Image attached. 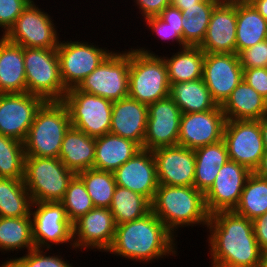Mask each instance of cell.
<instances>
[{"mask_svg":"<svg viewBox=\"0 0 267 267\" xmlns=\"http://www.w3.org/2000/svg\"><path fill=\"white\" fill-rule=\"evenodd\" d=\"M212 267H259L262 250L252 220L231 211L210 215L206 228Z\"/></svg>","mask_w":267,"mask_h":267,"instance_id":"obj_1","label":"cell"},{"mask_svg":"<svg viewBox=\"0 0 267 267\" xmlns=\"http://www.w3.org/2000/svg\"><path fill=\"white\" fill-rule=\"evenodd\" d=\"M175 240L176 237L150 211L142 218L116 225L113 242L106 253L147 264L169 255L177 256Z\"/></svg>","mask_w":267,"mask_h":267,"instance_id":"obj_2","label":"cell"},{"mask_svg":"<svg viewBox=\"0 0 267 267\" xmlns=\"http://www.w3.org/2000/svg\"><path fill=\"white\" fill-rule=\"evenodd\" d=\"M151 211L176 238L179 228L201 224L207 228L210 218L205 195L194 186L159 184L151 202Z\"/></svg>","mask_w":267,"mask_h":267,"instance_id":"obj_3","label":"cell"},{"mask_svg":"<svg viewBox=\"0 0 267 267\" xmlns=\"http://www.w3.org/2000/svg\"><path fill=\"white\" fill-rule=\"evenodd\" d=\"M169 93L170 82L163 57L146 47H131L128 96L149 105L168 97Z\"/></svg>","mask_w":267,"mask_h":267,"instance_id":"obj_4","label":"cell"},{"mask_svg":"<svg viewBox=\"0 0 267 267\" xmlns=\"http://www.w3.org/2000/svg\"><path fill=\"white\" fill-rule=\"evenodd\" d=\"M70 115L62 101H46L37 111L25 139V156L58 158Z\"/></svg>","mask_w":267,"mask_h":267,"instance_id":"obj_5","label":"cell"},{"mask_svg":"<svg viewBox=\"0 0 267 267\" xmlns=\"http://www.w3.org/2000/svg\"><path fill=\"white\" fill-rule=\"evenodd\" d=\"M75 175L59 158L25 156L23 182L32 202H61Z\"/></svg>","mask_w":267,"mask_h":267,"instance_id":"obj_6","label":"cell"},{"mask_svg":"<svg viewBox=\"0 0 267 267\" xmlns=\"http://www.w3.org/2000/svg\"><path fill=\"white\" fill-rule=\"evenodd\" d=\"M27 93L45 101H63L67 89L60 76L56 48L24 47Z\"/></svg>","mask_w":267,"mask_h":267,"instance_id":"obj_7","label":"cell"},{"mask_svg":"<svg viewBox=\"0 0 267 267\" xmlns=\"http://www.w3.org/2000/svg\"><path fill=\"white\" fill-rule=\"evenodd\" d=\"M62 102L73 128L94 138L110 133L113 101L74 87L67 90Z\"/></svg>","mask_w":267,"mask_h":267,"instance_id":"obj_8","label":"cell"},{"mask_svg":"<svg viewBox=\"0 0 267 267\" xmlns=\"http://www.w3.org/2000/svg\"><path fill=\"white\" fill-rule=\"evenodd\" d=\"M125 50L112 51L76 88L113 102L128 97L130 49Z\"/></svg>","mask_w":267,"mask_h":267,"instance_id":"obj_9","label":"cell"},{"mask_svg":"<svg viewBox=\"0 0 267 267\" xmlns=\"http://www.w3.org/2000/svg\"><path fill=\"white\" fill-rule=\"evenodd\" d=\"M93 44L83 40L59 41L56 49L60 76L67 90L77 87L112 52L107 47Z\"/></svg>","mask_w":267,"mask_h":267,"instance_id":"obj_10","label":"cell"},{"mask_svg":"<svg viewBox=\"0 0 267 267\" xmlns=\"http://www.w3.org/2000/svg\"><path fill=\"white\" fill-rule=\"evenodd\" d=\"M31 217L36 248L52 251L53 245L69 244L74 250L72 223L60 202H33Z\"/></svg>","mask_w":267,"mask_h":267,"instance_id":"obj_11","label":"cell"},{"mask_svg":"<svg viewBox=\"0 0 267 267\" xmlns=\"http://www.w3.org/2000/svg\"><path fill=\"white\" fill-rule=\"evenodd\" d=\"M43 10L32 0L4 37L22 47L57 48L61 38L55 20Z\"/></svg>","mask_w":267,"mask_h":267,"instance_id":"obj_12","label":"cell"},{"mask_svg":"<svg viewBox=\"0 0 267 267\" xmlns=\"http://www.w3.org/2000/svg\"><path fill=\"white\" fill-rule=\"evenodd\" d=\"M223 140L229 160L254 172L266 151L260 130V120H226Z\"/></svg>","mask_w":267,"mask_h":267,"instance_id":"obj_13","label":"cell"},{"mask_svg":"<svg viewBox=\"0 0 267 267\" xmlns=\"http://www.w3.org/2000/svg\"><path fill=\"white\" fill-rule=\"evenodd\" d=\"M45 102L27 92L0 94V134L24 142L37 111Z\"/></svg>","mask_w":267,"mask_h":267,"instance_id":"obj_14","label":"cell"},{"mask_svg":"<svg viewBox=\"0 0 267 267\" xmlns=\"http://www.w3.org/2000/svg\"><path fill=\"white\" fill-rule=\"evenodd\" d=\"M181 110L168 96L148 105L143 149L153 151L178 144Z\"/></svg>","mask_w":267,"mask_h":267,"instance_id":"obj_15","label":"cell"},{"mask_svg":"<svg viewBox=\"0 0 267 267\" xmlns=\"http://www.w3.org/2000/svg\"><path fill=\"white\" fill-rule=\"evenodd\" d=\"M202 79L217 105H222L243 80V69L236 53H205Z\"/></svg>","mask_w":267,"mask_h":267,"instance_id":"obj_16","label":"cell"},{"mask_svg":"<svg viewBox=\"0 0 267 267\" xmlns=\"http://www.w3.org/2000/svg\"><path fill=\"white\" fill-rule=\"evenodd\" d=\"M73 244L77 252L88 249L107 252L116 230V224L110 208L94 207L73 224ZM98 249V250H97Z\"/></svg>","mask_w":267,"mask_h":267,"instance_id":"obj_17","label":"cell"},{"mask_svg":"<svg viewBox=\"0 0 267 267\" xmlns=\"http://www.w3.org/2000/svg\"><path fill=\"white\" fill-rule=\"evenodd\" d=\"M251 173L248 168L231 160L220 167L212 186L204 193L208 213L234 210Z\"/></svg>","mask_w":267,"mask_h":267,"instance_id":"obj_18","label":"cell"},{"mask_svg":"<svg viewBox=\"0 0 267 267\" xmlns=\"http://www.w3.org/2000/svg\"><path fill=\"white\" fill-rule=\"evenodd\" d=\"M225 115L221 106L203 112L182 113L178 144L197 149L223 139Z\"/></svg>","mask_w":267,"mask_h":267,"instance_id":"obj_19","label":"cell"},{"mask_svg":"<svg viewBox=\"0 0 267 267\" xmlns=\"http://www.w3.org/2000/svg\"><path fill=\"white\" fill-rule=\"evenodd\" d=\"M159 184L194 186L195 153L183 146L160 147L152 151Z\"/></svg>","mask_w":267,"mask_h":267,"instance_id":"obj_20","label":"cell"},{"mask_svg":"<svg viewBox=\"0 0 267 267\" xmlns=\"http://www.w3.org/2000/svg\"><path fill=\"white\" fill-rule=\"evenodd\" d=\"M117 186L127 188L153 201L159 186L152 151L141 149L114 172Z\"/></svg>","mask_w":267,"mask_h":267,"instance_id":"obj_21","label":"cell"},{"mask_svg":"<svg viewBox=\"0 0 267 267\" xmlns=\"http://www.w3.org/2000/svg\"><path fill=\"white\" fill-rule=\"evenodd\" d=\"M237 1L221 0L212 11L205 38V53H236Z\"/></svg>","mask_w":267,"mask_h":267,"instance_id":"obj_22","label":"cell"},{"mask_svg":"<svg viewBox=\"0 0 267 267\" xmlns=\"http://www.w3.org/2000/svg\"><path fill=\"white\" fill-rule=\"evenodd\" d=\"M148 105L129 96L113 102L110 133L135 141L143 148Z\"/></svg>","mask_w":267,"mask_h":267,"instance_id":"obj_23","label":"cell"},{"mask_svg":"<svg viewBox=\"0 0 267 267\" xmlns=\"http://www.w3.org/2000/svg\"><path fill=\"white\" fill-rule=\"evenodd\" d=\"M27 92L24 47L0 37V94Z\"/></svg>","mask_w":267,"mask_h":267,"instance_id":"obj_24","label":"cell"},{"mask_svg":"<svg viewBox=\"0 0 267 267\" xmlns=\"http://www.w3.org/2000/svg\"><path fill=\"white\" fill-rule=\"evenodd\" d=\"M221 109L226 120H260L267 115V100L242 80Z\"/></svg>","mask_w":267,"mask_h":267,"instance_id":"obj_25","label":"cell"},{"mask_svg":"<svg viewBox=\"0 0 267 267\" xmlns=\"http://www.w3.org/2000/svg\"><path fill=\"white\" fill-rule=\"evenodd\" d=\"M141 149L142 147L133 140L107 133L95 138L93 168L114 172Z\"/></svg>","mask_w":267,"mask_h":267,"instance_id":"obj_26","label":"cell"},{"mask_svg":"<svg viewBox=\"0 0 267 267\" xmlns=\"http://www.w3.org/2000/svg\"><path fill=\"white\" fill-rule=\"evenodd\" d=\"M58 158L75 174L93 168L95 138L71 126L64 135Z\"/></svg>","mask_w":267,"mask_h":267,"instance_id":"obj_27","label":"cell"},{"mask_svg":"<svg viewBox=\"0 0 267 267\" xmlns=\"http://www.w3.org/2000/svg\"><path fill=\"white\" fill-rule=\"evenodd\" d=\"M267 40V20L249 1H237L236 54Z\"/></svg>","mask_w":267,"mask_h":267,"instance_id":"obj_28","label":"cell"},{"mask_svg":"<svg viewBox=\"0 0 267 267\" xmlns=\"http://www.w3.org/2000/svg\"><path fill=\"white\" fill-rule=\"evenodd\" d=\"M195 153L194 187L205 193L213 184L222 167L228 160L224 140L199 147Z\"/></svg>","mask_w":267,"mask_h":267,"instance_id":"obj_29","label":"cell"},{"mask_svg":"<svg viewBox=\"0 0 267 267\" xmlns=\"http://www.w3.org/2000/svg\"><path fill=\"white\" fill-rule=\"evenodd\" d=\"M169 96L180 108L181 113L209 111L218 106L202 78L171 83Z\"/></svg>","mask_w":267,"mask_h":267,"instance_id":"obj_30","label":"cell"},{"mask_svg":"<svg viewBox=\"0 0 267 267\" xmlns=\"http://www.w3.org/2000/svg\"><path fill=\"white\" fill-rule=\"evenodd\" d=\"M163 59L170 84L194 81L203 76L205 52L200 47L187 46L173 53L171 57L163 55Z\"/></svg>","mask_w":267,"mask_h":267,"instance_id":"obj_31","label":"cell"},{"mask_svg":"<svg viewBox=\"0 0 267 267\" xmlns=\"http://www.w3.org/2000/svg\"><path fill=\"white\" fill-rule=\"evenodd\" d=\"M221 0H202L182 11V38L186 46L199 47L203 42L214 7Z\"/></svg>","mask_w":267,"mask_h":267,"instance_id":"obj_32","label":"cell"},{"mask_svg":"<svg viewBox=\"0 0 267 267\" xmlns=\"http://www.w3.org/2000/svg\"><path fill=\"white\" fill-rule=\"evenodd\" d=\"M36 248L32 238V217H0V251L28 252Z\"/></svg>","mask_w":267,"mask_h":267,"instance_id":"obj_33","label":"cell"},{"mask_svg":"<svg viewBox=\"0 0 267 267\" xmlns=\"http://www.w3.org/2000/svg\"><path fill=\"white\" fill-rule=\"evenodd\" d=\"M32 203L23 179L0 178V217L31 216Z\"/></svg>","mask_w":267,"mask_h":267,"instance_id":"obj_34","label":"cell"},{"mask_svg":"<svg viewBox=\"0 0 267 267\" xmlns=\"http://www.w3.org/2000/svg\"><path fill=\"white\" fill-rule=\"evenodd\" d=\"M110 210L116 225L144 217L151 211V202L143 195L116 186Z\"/></svg>","mask_w":267,"mask_h":267,"instance_id":"obj_35","label":"cell"},{"mask_svg":"<svg viewBox=\"0 0 267 267\" xmlns=\"http://www.w3.org/2000/svg\"><path fill=\"white\" fill-rule=\"evenodd\" d=\"M249 220L267 212V178L251 173L242 190L239 203L233 210Z\"/></svg>","mask_w":267,"mask_h":267,"instance_id":"obj_36","label":"cell"},{"mask_svg":"<svg viewBox=\"0 0 267 267\" xmlns=\"http://www.w3.org/2000/svg\"><path fill=\"white\" fill-rule=\"evenodd\" d=\"M76 175L85 184L95 207L110 208L117 186L113 172L90 168Z\"/></svg>","mask_w":267,"mask_h":267,"instance_id":"obj_37","label":"cell"},{"mask_svg":"<svg viewBox=\"0 0 267 267\" xmlns=\"http://www.w3.org/2000/svg\"><path fill=\"white\" fill-rule=\"evenodd\" d=\"M24 143L0 134V178L23 179Z\"/></svg>","mask_w":267,"mask_h":267,"instance_id":"obj_38","label":"cell"},{"mask_svg":"<svg viewBox=\"0 0 267 267\" xmlns=\"http://www.w3.org/2000/svg\"><path fill=\"white\" fill-rule=\"evenodd\" d=\"M60 203L63 205L68 220L72 224L95 207L85 184L77 175L69 182L63 200Z\"/></svg>","mask_w":267,"mask_h":267,"instance_id":"obj_39","label":"cell"},{"mask_svg":"<svg viewBox=\"0 0 267 267\" xmlns=\"http://www.w3.org/2000/svg\"><path fill=\"white\" fill-rule=\"evenodd\" d=\"M49 249L34 248L22 257H14V259L7 257L8 260L2 263L0 267H73L68 260L59 254L47 255Z\"/></svg>","mask_w":267,"mask_h":267,"instance_id":"obj_40","label":"cell"},{"mask_svg":"<svg viewBox=\"0 0 267 267\" xmlns=\"http://www.w3.org/2000/svg\"><path fill=\"white\" fill-rule=\"evenodd\" d=\"M145 24L149 27V31L155 33L156 36H159V39L162 41H169L171 40L173 43L174 41L177 45L180 46L179 49H183L187 47L183 42L182 38V27H172L167 22L163 21L159 16H153L149 18H145Z\"/></svg>","mask_w":267,"mask_h":267,"instance_id":"obj_41","label":"cell"},{"mask_svg":"<svg viewBox=\"0 0 267 267\" xmlns=\"http://www.w3.org/2000/svg\"><path fill=\"white\" fill-rule=\"evenodd\" d=\"M32 0H0V28L4 36Z\"/></svg>","mask_w":267,"mask_h":267,"instance_id":"obj_42","label":"cell"},{"mask_svg":"<svg viewBox=\"0 0 267 267\" xmlns=\"http://www.w3.org/2000/svg\"><path fill=\"white\" fill-rule=\"evenodd\" d=\"M242 69L267 68V40L243 50L239 54Z\"/></svg>","mask_w":267,"mask_h":267,"instance_id":"obj_43","label":"cell"},{"mask_svg":"<svg viewBox=\"0 0 267 267\" xmlns=\"http://www.w3.org/2000/svg\"><path fill=\"white\" fill-rule=\"evenodd\" d=\"M243 80L267 100V68L245 69Z\"/></svg>","mask_w":267,"mask_h":267,"instance_id":"obj_44","label":"cell"},{"mask_svg":"<svg viewBox=\"0 0 267 267\" xmlns=\"http://www.w3.org/2000/svg\"><path fill=\"white\" fill-rule=\"evenodd\" d=\"M134 5L139 9V14L145 18L158 16L161 11L171 5V0H133Z\"/></svg>","mask_w":267,"mask_h":267,"instance_id":"obj_45","label":"cell"},{"mask_svg":"<svg viewBox=\"0 0 267 267\" xmlns=\"http://www.w3.org/2000/svg\"><path fill=\"white\" fill-rule=\"evenodd\" d=\"M253 232L262 251L267 250V212L252 220Z\"/></svg>","mask_w":267,"mask_h":267,"instance_id":"obj_46","label":"cell"},{"mask_svg":"<svg viewBox=\"0 0 267 267\" xmlns=\"http://www.w3.org/2000/svg\"><path fill=\"white\" fill-rule=\"evenodd\" d=\"M182 15V11L171 4L166 6L158 16L172 27H182Z\"/></svg>","mask_w":267,"mask_h":267,"instance_id":"obj_47","label":"cell"},{"mask_svg":"<svg viewBox=\"0 0 267 267\" xmlns=\"http://www.w3.org/2000/svg\"><path fill=\"white\" fill-rule=\"evenodd\" d=\"M253 173L260 177L267 178V150L264 152V155L262 156L259 165Z\"/></svg>","mask_w":267,"mask_h":267,"instance_id":"obj_48","label":"cell"},{"mask_svg":"<svg viewBox=\"0 0 267 267\" xmlns=\"http://www.w3.org/2000/svg\"><path fill=\"white\" fill-rule=\"evenodd\" d=\"M248 1L267 20V0H248Z\"/></svg>","mask_w":267,"mask_h":267,"instance_id":"obj_49","label":"cell"},{"mask_svg":"<svg viewBox=\"0 0 267 267\" xmlns=\"http://www.w3.org/2000/svg\"><path fill=\"white\" fill-rule=\"evenodd\" d=\"M202 0H171V4L179 8L181 11L185 10V7L195 6L197 3Z\"/></svg>","mask_w":267,"mask_h":267,"instance_id":"obj_50","label":"cell"},{"mask_svg":"<svg viewBox=\"0 0 267 267\" xmlns=\"http://www.w3.org/2000/svg\"><path fill=\"white\" fill-rule=\"evenodd\" d=\"M260 130L265 150H267V115L260 119Z\"/></svg>","mask_w":267,"mask_h":267,"instance_id":"obj_51","label":"cell"},{"mask_svg":"<svg viewBox=\"0 0 267 267\" xmlns=\"http://www.w3.org/2000/svg\"><path fill=\"white\" fill-rule=\"evenodd\" d=\"M259 267H267V250L262 251Z\"/></svg>","mask_w":267,"mask_h":267,"instance_id":"obj_52","label":"cell"},{"mask_svg":"<svg viewBox=\"0 0 267 267\" xmlns=\"http://www.w3.org/2000/svg\"><path fill=\"white\" fill-rule=\"evenodd\" d=\"M232 1H248V0H232Z\"/></svg>","mask_w":267,"mask_h":267,"instance_id":"obj_53","label":"cell"}]
</instances>
